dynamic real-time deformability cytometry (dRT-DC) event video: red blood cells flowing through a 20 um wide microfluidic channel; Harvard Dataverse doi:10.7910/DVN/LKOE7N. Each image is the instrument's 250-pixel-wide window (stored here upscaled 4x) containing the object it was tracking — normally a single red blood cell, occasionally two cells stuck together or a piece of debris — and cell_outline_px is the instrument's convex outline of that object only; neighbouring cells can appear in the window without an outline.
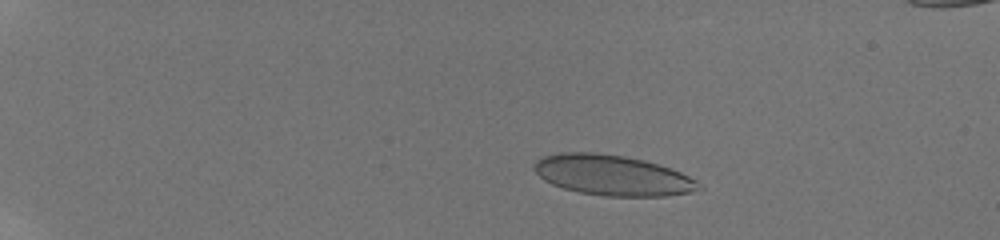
{"species": "human", "species_latin": "Homo sapiens", "temperature_condition": "room temperature", "stored_images_in_passage": 14, "camera_frame_rate_fps": 3000, "um_per_image_px": 0.085, "donor": {"sex": "male"}, "frame": {"image": 1, "passage_image": 5, "time_ms": 3.667, "image_size_px": [1000, 240], "cell_outline_px": [[696, 188], [688, 192], [664, 196], [604, 196], [580, 192], [564, 188], [552, 184], [544, 180], [532, 168], [536, 160], [544, 156], [560, 152], [592, 152], [624, 156], [644, 160], [660, 164], [672, 168], [696, 180]], "centroid_in_image_um": [51.99, 14.88], "position_along_channel_um": 33.0, "area_um2": 38.38}}
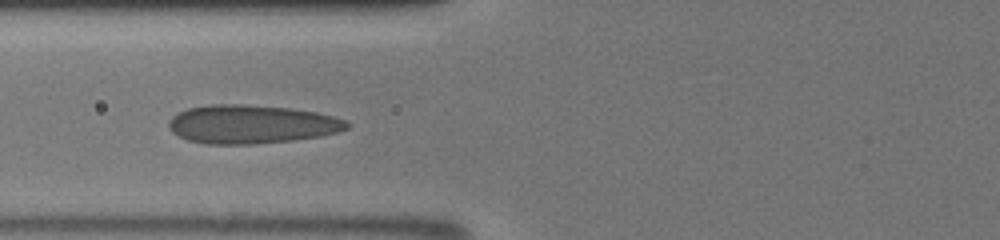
{"frame": {"image": 2, "passage_image": 12, "time_ms": 8.0, "image_size_px": [1000, 240], "cell_outline_px": [[352, 124], [348, 128], [336, 132], [320, 136], [292, 140], [256, 144], [208, 144], [188, 140], [172, 132], [168, 128], [168, 120], [176, 112], [188, 108], [212, 104], [244, 104], [292, 108], [316, 112], [332, 116], [344, 120]], "centroid_in_image_um": [21.34, 10.55], "position_along_channel_um": 104.5, "area_um2": 40.23}}
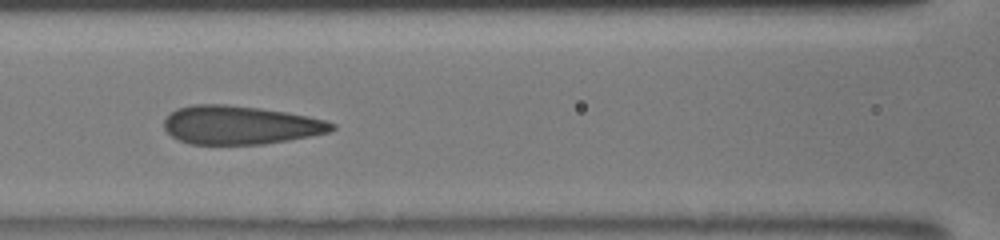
{"frame": {"image": 3, "passage_image": 13, "time_ms": 9.0, "image_size_px": [1000, 240], "cell_outline_px": [[336, 128], [328, 132], [288, 140], [264, 144], [188, 144], [172, 136], [164, 128], [164, 120], [176, 108], [192, 104], [224, 104], [260, 108], [308, 116], [324, 120], [336, 124]], "centroid_in_image_um": [20.39, 10.62], "position_along_channel_um": 146.2, "area_um2": 37.51}}